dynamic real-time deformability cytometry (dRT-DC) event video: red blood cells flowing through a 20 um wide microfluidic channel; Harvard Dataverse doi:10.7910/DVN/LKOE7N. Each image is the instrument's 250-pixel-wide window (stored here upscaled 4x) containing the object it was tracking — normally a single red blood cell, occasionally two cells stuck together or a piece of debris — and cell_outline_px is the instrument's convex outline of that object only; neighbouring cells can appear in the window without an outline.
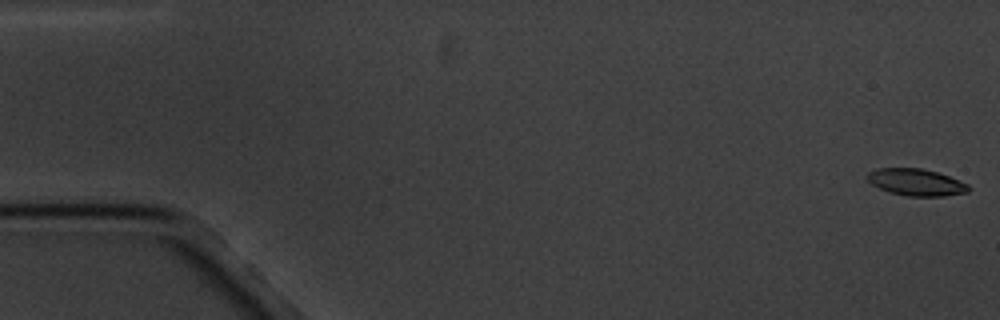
{"species": "common noctule bat (a hibernating species)", "species_latin": "Nyctalus noctula", "temperature_condition": "cold", "stored_images_in_passage": 5, "camera_frame_rate_fps": 3000, "um_per_image_px": 0.085, "animal": {"sex": "male", "body_mass_g": 20.1, "forearm_length_mm": 53.5}, "frame": {"image": 1, "passage_image": 1, "time_ms": 0.0, "image_size_px": [1000, 320], "cell_outline_px": [[972, 188], [968, 192], [944, 196], [908, 196], [892, 192], [880, 188], [872, 184], [864, 176], [868, 172], [880, 168], [920, 168], [936, 172], [948, 176], [968, 184]], "centroid_in_image_um": [77.88, 15.49], "position_along_channel_um": 7.1, "area_um2": 15.72}}
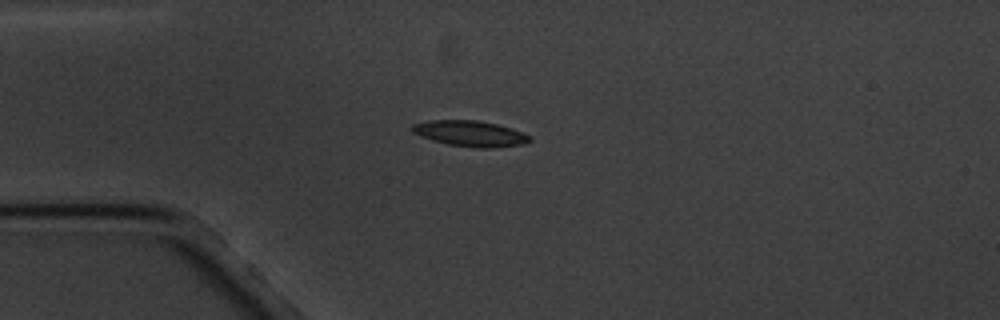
{"frame": {"image": 2, "passage_image": 5, "time_ms": 4.667, "image_size_px": [1000, 320], "cell_outline_px": [[532, 140], [524, 144], [492, 148], [476, 148], [448, 144], [432, 140], [420, 136], [412, 132], [408, 128], [412, 124], [432, 120], [476, 120], [496, 124], [512, 128], [532, 136]], "centroid_in_image_um": [39.97, 11.35], "position_along_channel_um": 45.0, "area_um2": 17.8}}